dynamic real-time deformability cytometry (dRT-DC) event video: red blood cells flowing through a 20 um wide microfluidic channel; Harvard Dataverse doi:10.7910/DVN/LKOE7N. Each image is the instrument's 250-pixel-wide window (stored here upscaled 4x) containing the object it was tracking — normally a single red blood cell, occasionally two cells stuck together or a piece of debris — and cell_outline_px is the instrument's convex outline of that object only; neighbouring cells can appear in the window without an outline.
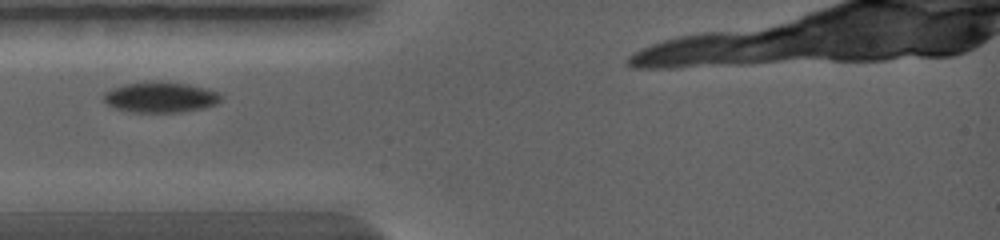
{"species": "common noctule bat (a hibernating species)", "species_latin": "Nyctalus noctula", "temperature_condition": "warm", "stored_images_in_passage": 37, "camera_frame_rate_fps": 5000, "um_per_image_px": 0.085, "animal": {"sex": "female", "body_mass_g": 19.0, "forearm_length_mm": 56.7}, "frame": {"image": 1, "passage_image": 1, "time_ms": 0.0, "image_size_px": [1000, 240], "cell_outline_px": [[220, 100], [216, 104], [204, 108], [180, 112], [132, 112], [116, 108], [108, 104], [104, 100], [104, 92], [112, 88], [124, 84], [188, 84], [208, 88], [216, 92], [220, 96]], "centroid_in_image_um": [13.65, 8.3], "position_along_channel_um": 71.4, "area_um2": 20.0}}
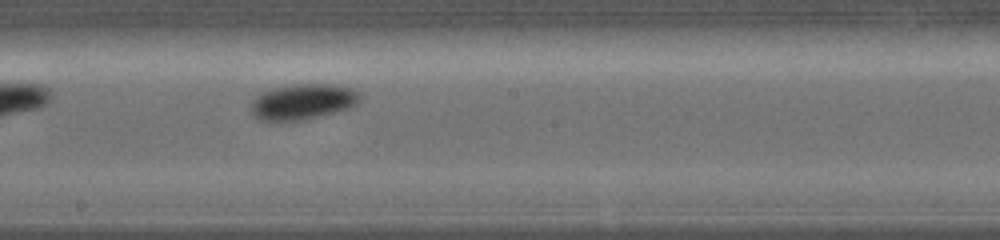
{"frame": {"image": 2, "passage_image": 12, "time_ms": 2.8, "image_size_px": [1000, 240], "cell_outline_px": [[364, 96], [356, 104], [348, 108], [304, 120], [256, 120], [252, 116], [252, 100], [256, 96], [272, 88], [300, 84], [328, 84], [348, 88]], "centroid_in_image_um": [25.71, 8.65], "position_along_channel_um": 222.5, "area_um2": 22.25}}
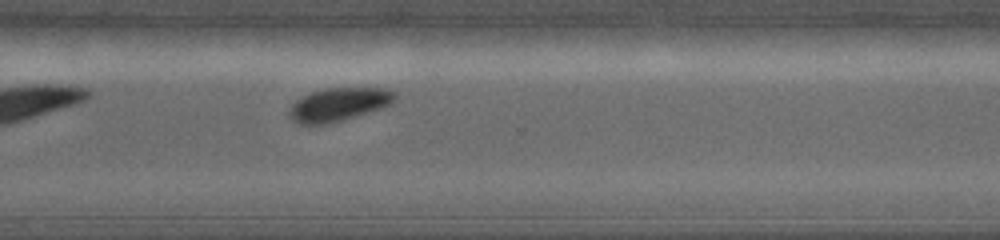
{"frame": {"image": 3, "passage_image": 23, "time_ms": 5.0, "image_size_px": [1000, 240], "cell_outline_px": [[396, 96], [388, 104], [380, 108], [344, 120], [324, 124], [296, 124], [288, 116], [288, 112], [292, 104], [296, 100], [312, 92], [324, 88], [388, 88], [396, 92]], "centroid_in_image_um": [28.75, 8.88], "position_along_channel_um": 341.9, "area_um2": 20.35}}